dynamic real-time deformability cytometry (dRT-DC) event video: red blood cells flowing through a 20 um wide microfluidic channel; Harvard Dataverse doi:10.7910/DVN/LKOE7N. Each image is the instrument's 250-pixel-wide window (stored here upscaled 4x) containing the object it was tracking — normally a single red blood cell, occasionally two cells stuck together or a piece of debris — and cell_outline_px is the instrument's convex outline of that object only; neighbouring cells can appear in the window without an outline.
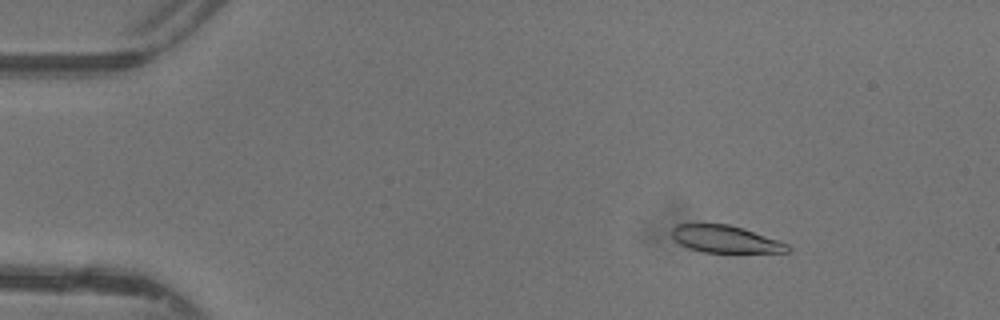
{"species": "common noctule bat (a hibernating species)", "species_latin": "Nyctalus noctula", "temperature_condition": "warm", "stored_images_in_passage": 47, "camera_frame_rate_fps": 3000, "um_per_image_px": 0.085, "animal": {"sex": "female"}, "frame": {"image": 1, "passage_image": 7, "time_ms": 2.0, "image_size_px": [1000, 320], "cell_outline_px": [[792, 248], [788, 252], [704, 252], [688, 248], [680, 244], [672, 236], [672, 228], [676, 224], [728, 224], [744, 228], [780, 240], [788, 244]], "centroid_in_image_um": [61.69, 20.32], "position_along_channel_um": 23.3, "area_um2": 18.38}}
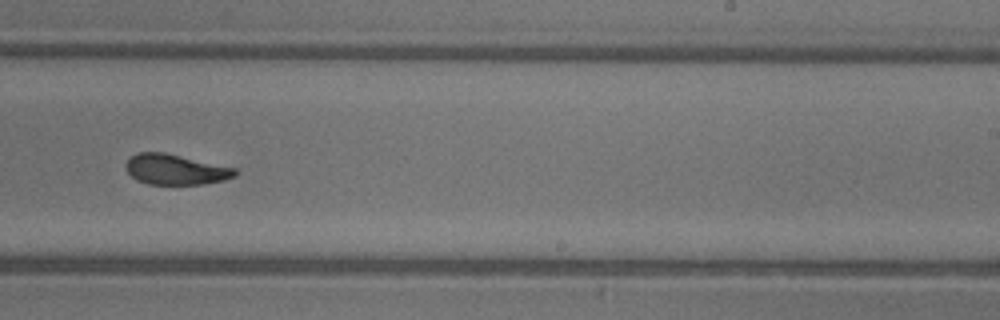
{"frame": {"image": 2, "passage_image": 30, "time_ms": 9.667, "image_size_px": [1000, 320], "cell_outline_px": [[240, 172], [236, 176], [224, 180], [204, 184], [148, 184], [136, 180], [124, 168], [124, 164], [136, 152], [164, 152], [236, 168]], "centroid_in_image_um": [14.93, 14.4], "position_along_channel_um": 274.1, "area_um2": 19.48}}
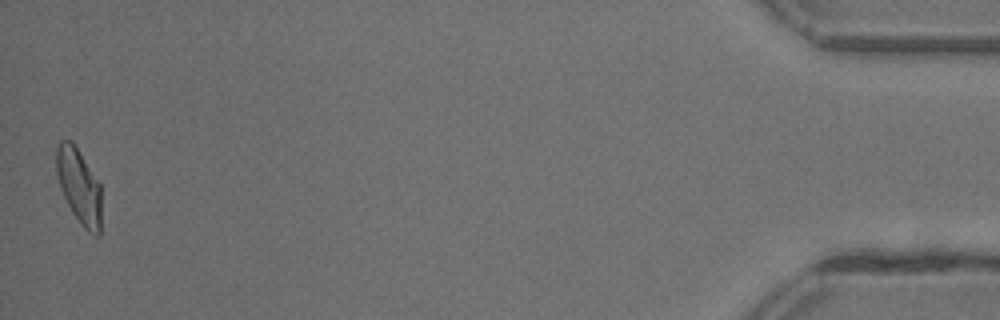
{"frame": {"image": 3, "passage_image": 47, "time_ms": 15.333, "image_size_px": [1000, 320], "cell_outline_px": [[100, 236], [96, 236], [88, 232], [84, 228], [72, 212], [60, 188], [56, 172], [56, 148], [60, 140], [72, 140], [100, 184]], "centroid_in_image_um": [6.7, 15.82], "position_along_channel_um": 428.5, "area_um2": 19.54}, "authors_computed_cell_mechanics": {"area_um2": 19.7098, "velocity_mm_per_s": 4.4019, "shape_relaxation_time_tau1_ms": 3.8942, "shape_relaxation_time_tau2_ms": 1.8792, "deformation_change_tau1": 0.1779, "deformation_change_tau2": 0.0844}}